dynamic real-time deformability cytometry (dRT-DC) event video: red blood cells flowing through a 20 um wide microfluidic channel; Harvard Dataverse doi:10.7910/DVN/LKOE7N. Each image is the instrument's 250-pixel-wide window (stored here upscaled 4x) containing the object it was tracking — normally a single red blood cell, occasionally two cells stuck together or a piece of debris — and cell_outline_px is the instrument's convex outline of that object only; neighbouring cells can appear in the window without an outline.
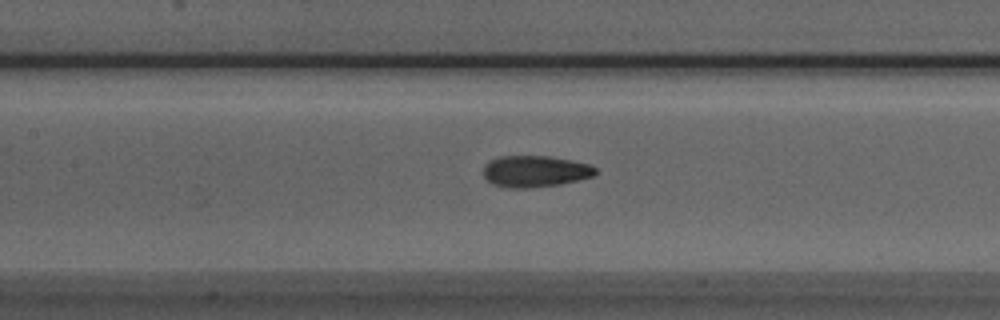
{"species": "Egyptian fruit bat (a non-hibernating species)", "species_latin": "Rousettus aegyptiacus", "temperature_condition": "room temperature", "stored_images_in_passage": 14, "camera_frame_rate_fps": 3000, "um_per_image_px": 0.085, "animal": {"sex": "male"}, "frame": {"image": 1, "passage_image": 13, "time_ms": 4.0, "image_size_px": [1000, 320], "cell_outline_px": [[596, 172], [592, 176], [580, 180], [560, 184], [528, 188], [508, 188], [492, 184], [484, 176], [484, 164], [488, 160], [500, 156], [548, 156], [572, 160], [588, 164], [596, 168]], "centroid_in_image_um": [45.45, 14.56], "position_along_channel_um": 161.9, "area_um2": 20.63}}